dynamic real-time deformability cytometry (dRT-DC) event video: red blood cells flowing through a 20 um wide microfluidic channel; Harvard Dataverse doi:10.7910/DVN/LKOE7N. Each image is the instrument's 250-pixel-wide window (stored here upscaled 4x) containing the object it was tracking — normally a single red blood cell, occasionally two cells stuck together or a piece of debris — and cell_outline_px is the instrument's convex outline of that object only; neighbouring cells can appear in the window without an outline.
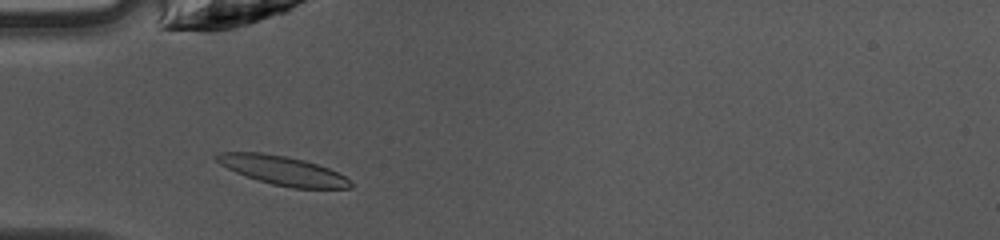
{"species": "common noctule bat (a hibernating species)", "species_latin": "Nyctalus noctula", "temperature_condition": "warm", "stored_images_in_passage": 38, "camera_frame_rate_fps": 3000, "um_per_image_px": 0.085, "animal": {"sex": "female", "body_mass_g": 10.0, "forearm_length_mm": 53.1}, "frame": {"image": 1, "passage_image": 5, "time_ms": 1.333, "image_size_px": [1000, 240], "cell_outline_px": [[352, 188], [292, 188], [272, 184], [236, 172], [220, 164], [216, 160], [216, 156], [220, 152], [264, 152], [304, 160], [328, 168], [344, 176], [352, 184]], "centroid_in_image_um": [24.03, 14.48], "position_along_channel_um": 61.0, "area_um2": 22.2}}
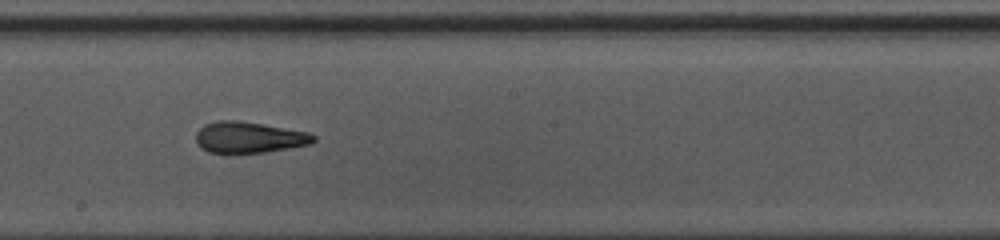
{"frame": {"image": 2, "passage_image": 17, "time_ms": 5.333, "image_size_px": [1000, 240], "cell_outline_px": [[316, 140], [312, 144], [264, 152], [232, 156], [228, 156], [208, 152], [200, 148], [196, 140], [196, 132], [204, 124], [216, 120], [240, 120], [308, 132], [316, 136]], "centroid_in_image_um": [21.11, 11.71], "position_along_channel_um": 227.1, "area_um2": 22.2}}
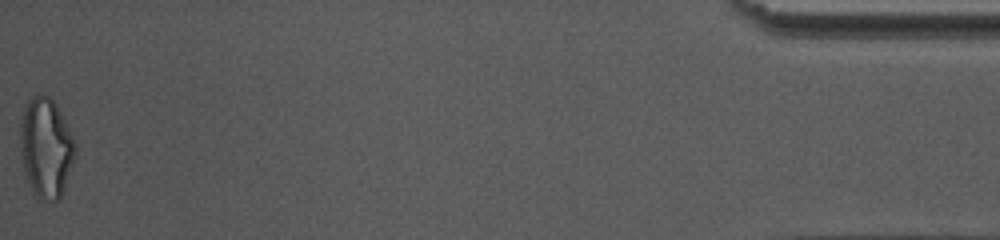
{"frame": {"image": 3, "passage_image": 38, "time_ms": 12.333, "image_size_px": [1000, 240], "cell_outline_px": [[76, 156], [60, 200], [40, 200], [32, 192], [28, 184], [20, 152], [20, 120], [24, 104], [32, 96], [40, 92], [48, 96], [56, 104], [76, 144]], "centroid_in_image_um": [3.89, 12.55], "position_along_channel_um": 431.3, "area_um2": 32.37}, "authors_computed_cell_mechanics": {"area_um2": 21.964, "velocity_mm_per_s": 4.2004, "shape_relaxation_time_tau1_ms": 3.8049, "shape_relaxation_time_tau2_ms": 1.4854, "deformation_change_tau1": 0.1915, "deformation_change_tau2": 0.1133}}